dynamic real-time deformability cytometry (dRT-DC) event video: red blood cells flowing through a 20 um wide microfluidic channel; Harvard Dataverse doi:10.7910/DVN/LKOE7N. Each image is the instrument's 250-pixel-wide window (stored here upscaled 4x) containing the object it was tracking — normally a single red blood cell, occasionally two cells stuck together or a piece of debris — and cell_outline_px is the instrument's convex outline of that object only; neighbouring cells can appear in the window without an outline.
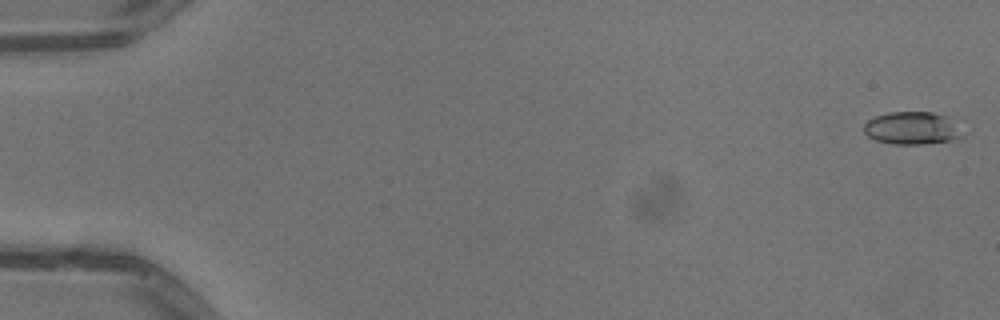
{"species": "common noctule bat (a hibernating species)", "species_latin": "Nyctalus noctula", "temperature_condition": "warm", "stored_images_in_passage": 10, "camera_frame_rate_fps": 3000, "um_per_image_px": 0.085, "animal": {"sex": "male", "body_mass_g": 13.3}, "frame": {"image": 1, "passage_image": 2, "time_ms": 0.333, "image_size_px": [1000, 320], "cell_outline_px": [[968, 132], [964, 136], [948, 140], [920, 144], [892, 144], [876, 140], [868, 136], [864, 132], [864, 124], [868, 120], [876, 116], [888, 112], [932, 112], [944, 116]], "centroid_in_image_um": [77.54, 10.89], "position_along_channel_um": 7.5, "area_um2": 18.73}}